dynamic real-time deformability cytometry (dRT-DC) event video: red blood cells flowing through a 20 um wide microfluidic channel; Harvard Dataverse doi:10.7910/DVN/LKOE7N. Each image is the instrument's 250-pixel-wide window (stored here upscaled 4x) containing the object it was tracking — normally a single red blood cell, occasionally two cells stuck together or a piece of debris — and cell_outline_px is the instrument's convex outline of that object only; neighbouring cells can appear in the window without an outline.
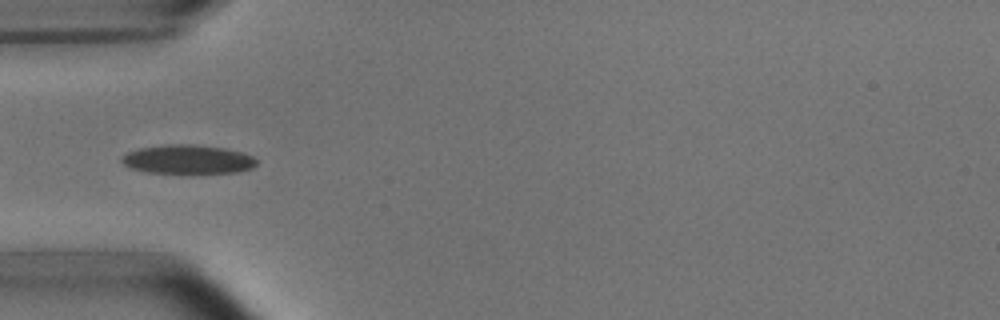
{"species": "common noctule bat (a hibernating species)", "species_latin": "Nyctalus noctula", "temperature_condition": "room temperature", "stored_images_in_passage": 6, "camera_frame_rate_fps": 3000, "um_per_image_px": 0.085, "animal": {"sex": "male", "body_mass_g": 15.6}, "frame": {"image": 1, "passage_image": 4, "time_ms": 3.667, "image_size_px": [1000, 320], "cell_outline_px": [[256, 164], [252, 168], [240, 172], [188, 176], [180, 176], [148, 172], [132, 168], [124, 164], [120, 160], [120, 156], [128, 152], [140, 148], [168, 144], [196, 144], [224, 148], [244, 152], [252, 156], [256, 160]], "centroid_in_image_um": [15.98, 13.6], "position_along_channel_um": 69.0, "area_um2": 23.99}}
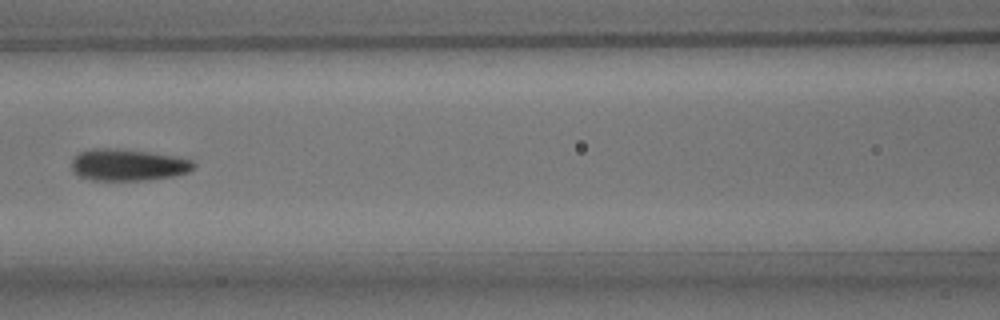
{"frame": {"image": 2, "passage_image": 6, "time_ms": 6.0, "image_size_px": [1000, 320], "cell_outline_px": [[196, 164], [188, 172], [172, 176], [144, 180], [92, 180], [76, 176], [72, 168], [72, 160], [80, 152], [92, 148], [116, 148], [148, 152], [176, 156], [192, 160]], "centroid_in_image_um": [10.85, 14.01], "position_along_channel_um": 155.7, "area_um2": 22.54}}